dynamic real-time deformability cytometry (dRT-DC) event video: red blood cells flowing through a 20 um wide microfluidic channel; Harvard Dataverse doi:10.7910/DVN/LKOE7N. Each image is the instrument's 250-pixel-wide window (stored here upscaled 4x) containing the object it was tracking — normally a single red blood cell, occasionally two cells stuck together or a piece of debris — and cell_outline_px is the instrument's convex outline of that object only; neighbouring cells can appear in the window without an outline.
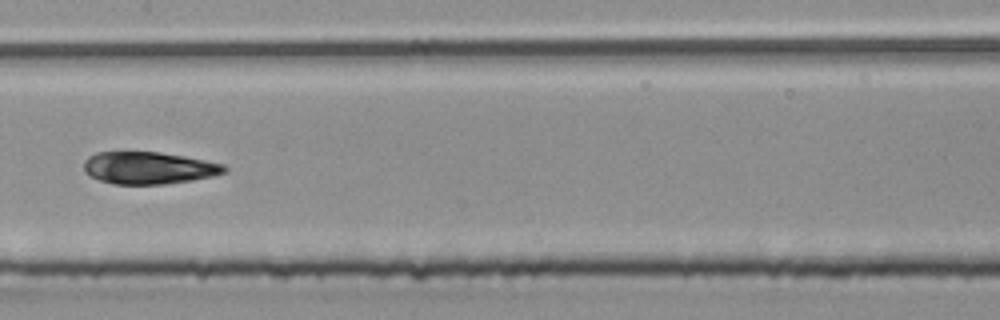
{"species": "common noctule bat (a hibernating species)", "species_latin": "Nyctalus noctula", "temperature_condition": "room temperature", "stored_images_in_passage": 6, "camera_frame_rate_fps": 3000, "um_per_image_px": 0.085, "animal": {"sex": "male", "body_mass_g": 20.4}, "frame": {"image": 1, "passage_image": 6, "time_ms": 1.667, "image_size_px": [1000, 320], "cell_outline_px": [[228, 172], [212, 176], [192, 180], [164, 184], [112, 184], [100, 180], [84, 172], [84, 160], [88, 156], [96, 152], [160, 152], [184, 156], [224, 164], [228, 168]], "centroid_in_image_um": [12.65, 14.27], "position_along_channel_um": 194.8, "area_um2": 26.41}}